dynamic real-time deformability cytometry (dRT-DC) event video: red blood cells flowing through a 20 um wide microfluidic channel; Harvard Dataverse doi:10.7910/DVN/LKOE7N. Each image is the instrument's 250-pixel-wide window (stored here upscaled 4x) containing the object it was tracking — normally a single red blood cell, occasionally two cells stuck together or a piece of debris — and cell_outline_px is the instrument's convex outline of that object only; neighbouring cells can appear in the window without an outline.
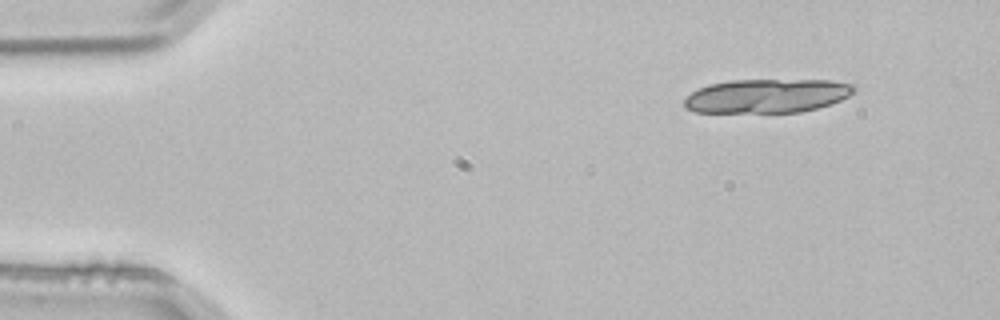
{"species": "common noctule bat (a hibernating species)", "species_latin": "Nyctalus noctula", "temperature_condition": "room temperature", "stored_images_in_passage": 2, "camera_frame_rate_fps": 3000, "um_per_image_px": 0.085, "animal": {"sex": "male", "body_mass_g": 21.5, "forearm_length_mm": 52.0}, "frame": {"image": 1, "passage_image": 1, "time_ms": 0.0, "image_size_px": [1000, 320], "cell_outline_px": [[856, 92], [832, 104], [800, 112], [696, 112], [684, 108], [684, 100], [692, 92], [708, 84], [732, 80], [832, 80], [856, 84]], "centroid_in_image_um": [65.24, 8.14], "position_along_channel_um": 19.8, "area_um2": 33.7}}